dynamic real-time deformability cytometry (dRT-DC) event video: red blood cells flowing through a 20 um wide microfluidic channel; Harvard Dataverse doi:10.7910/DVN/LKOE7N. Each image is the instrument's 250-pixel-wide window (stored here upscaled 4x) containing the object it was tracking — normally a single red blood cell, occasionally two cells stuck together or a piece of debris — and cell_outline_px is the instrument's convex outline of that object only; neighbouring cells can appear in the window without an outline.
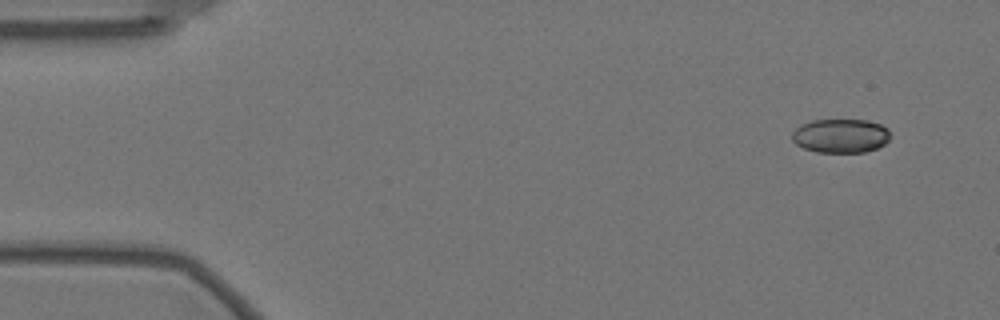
{"species": "Egyptian fruit bat (a non-hibernating species)", "species_latin": "Rousettus aegyptiacus", "temperature_condition": "warm", "stored_images_in_passage": 55, "camera_frame_rate_fps": 3000, "um_per_image_px": 0.085, "animal": {"sex": "female"}, "frame": {"image": 1, "passage_image": 1, "time_ms": 0.0, "image_size_px": [1000, 320], "cell_outline_px": [[888, 140], [884, 144], [876, 148], [864, 152], [816, 152], [804, 148], [796, 144], [792, 140], [792, 132], [800, 124], [812, 120], [868, 120], [880, 124], [888, 128]], "centroid_in_image_um": [71.42, 11.54], "position_along_channel_um": 13.6, "area_um2": 19.42}}
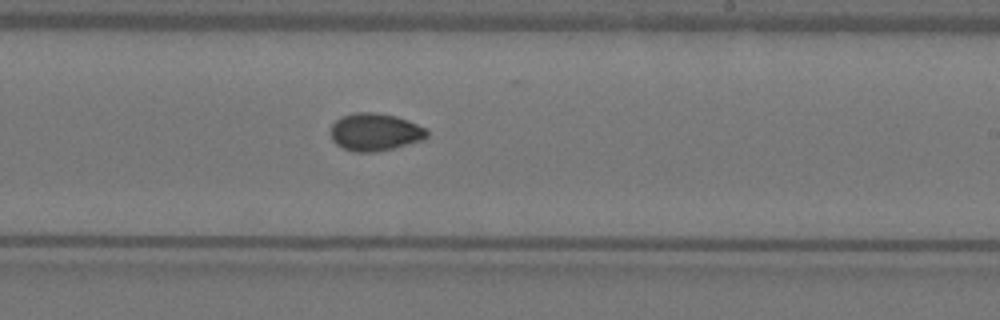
{"frame": {"image": 2, "passage_image": 31, "time_ms": 10.0, "image_size_px": [1000, 320], "cell_outline_px": [[428, 136], [424, 140], [376, 152], [352, 152], [336, 144], [332, 140], [332, 124], [336, 120], [344, 116], [356, 112], [376, 112], [396, 116], [408, 120], [424, 128], [428, 132]], "centroid_in_image_um": [31.89, 11.23], "position_along_channel_um": 257.1, "area_um2": 20.98}}
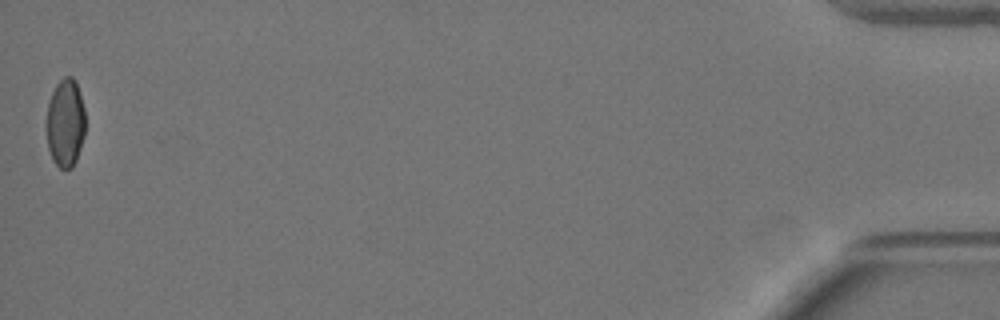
{"frame": {"image": 3, "passage_image": 54, "time_ms": 17.667, "image_size_px": [1000, 320], "cell_outline_px": [[84, 136], [76, 160], [72, 168], [60, 168], [52, 160], [48, 148], [48, 104], [52, 92], [56, 84], [64, 76], [72, 76], [76, 80], [84, 108]], "centroid_in_image_um": [5.57, 10.43], "position_along_channel_um": 429.6, "area_um2": 19.71}}